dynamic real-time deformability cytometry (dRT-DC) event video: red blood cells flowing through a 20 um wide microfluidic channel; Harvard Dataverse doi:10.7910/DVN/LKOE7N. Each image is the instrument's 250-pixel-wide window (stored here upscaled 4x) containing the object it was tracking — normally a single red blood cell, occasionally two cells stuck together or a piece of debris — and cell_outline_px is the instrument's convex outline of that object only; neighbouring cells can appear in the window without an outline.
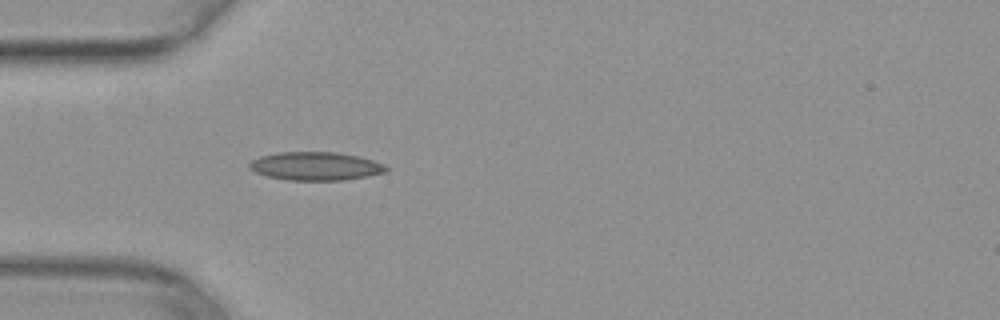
{"species": "common noctule bat (a hibernating species)", "species_latin": "Nyctalus noctula", "temperature_condition": "warm", "stored_images_in_passage": 40, "camera_frame_rate_fps": 3000, "um_per_image_px": 0.085, "animal": {"sex": "female", "body_mass_g": 29.2, "forearm_length_mm": 56.3}, "frame": {"image": 1, "passage_image": 5, "time_ms": 1.333, "image_size_px": [1000, 320], "cell_outline_px": [[388, 172], [368, 176], [344, 180], [288, 180], [268, 176], [256, 172], [248, 168], [248, 164], [252, 160], [260, 156], [280, 152], [336, 152], [360, 156], [384, 164], [388, 168]], "centroid_in_image_um": [26.85, 14.12], "position_along_channel_um": 58.2, "area_um2": 22.66}}
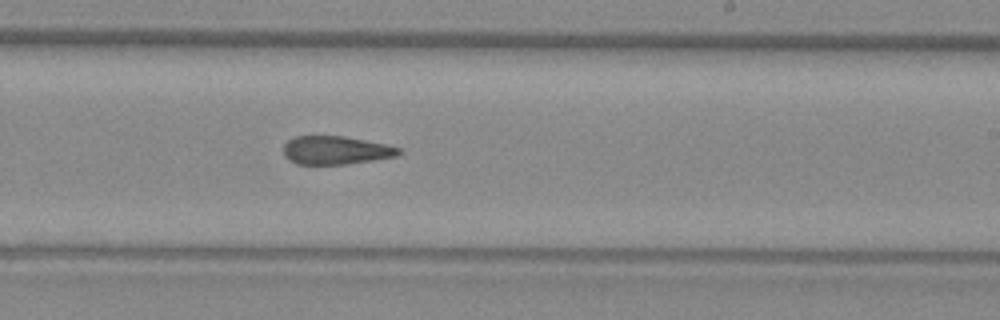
{"frame": {"image": 2, "passage_image": 20, "time_ms": 6.333, "image_size_px": [1000, 320], "cell_outline_px": [[404, 152], [396, 156], [372, 160], [344, 164], [296, 164], [288, 160], [284, 156], [284, 144], [288, 140], [296, 136], [344, 136], [384, 144], [400, 148]], "centroid_in_image_um": [28.52, 12.77], "position_along_channel_um": 260.5, "area_um2": 18.96}}
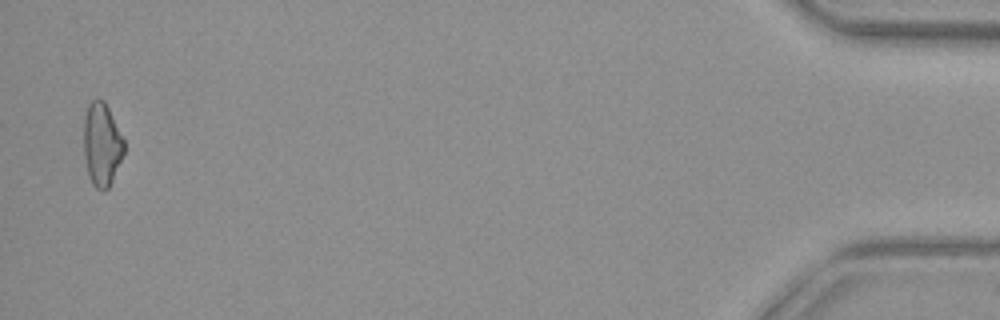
{"frame": {"image": 3, "passage_image": 39, "time_ms": 12.667, "image_size_px": [1000, 320], "cell_outline_px": [[124, 152], [112, 180], [108, 188], [104, 192], [100, 192], [92, 184], [88, 176], [84, 152], [84, 116], [88, 104], [92, 100], [104, 100], [124, 140]], "centroid_in_image_um": [8.64, 12.3], "position_along_channel_um": 426.6, "area_um2": 19.42}}